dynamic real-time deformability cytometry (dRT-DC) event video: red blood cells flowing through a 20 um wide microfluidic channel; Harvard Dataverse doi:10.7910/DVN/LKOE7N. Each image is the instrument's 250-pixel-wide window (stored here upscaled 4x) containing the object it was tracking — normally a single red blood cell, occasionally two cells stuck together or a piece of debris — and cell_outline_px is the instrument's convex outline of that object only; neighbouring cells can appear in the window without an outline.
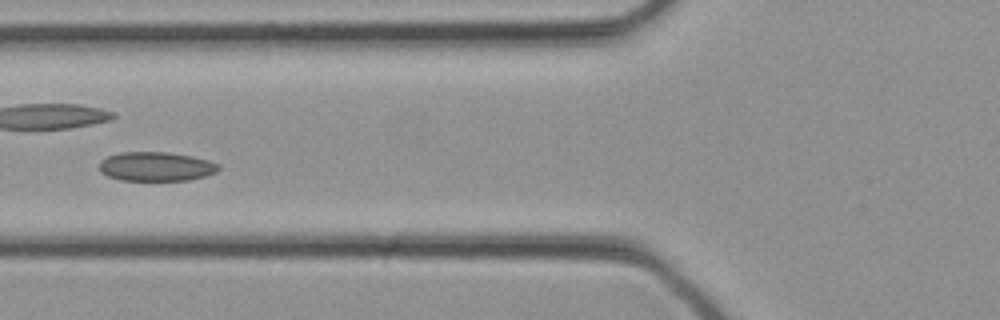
{"species": "common noctule bat (a hibernating species)", "species_latin": "Nyctalus noctula", "temperature_condition": "cold", "stored_images_in_passage": 21, "camera_frame_rate_fps": 3000, "um_per_image_px": 0.085, "animal": {"sex": "female", "body_mass_g": 21.9}, "frame": {"image": 1, "passage_image": 7, "time_ms": 2.0, "image_size_px": [1000, 320], "cell_outline_px": [[220, 168], [216, 172], [204, 176], [188, 180], [120, 180], [108, 176], [100, 172], [100, 160], [108, 156], [120, 152], [168, 152], [192, 156], [208, 160], [220, 164]], "centroid_in_image_um": [13.26, 14.15], "position_along_channel_um": 112.5, "area_um2": 20.29}}
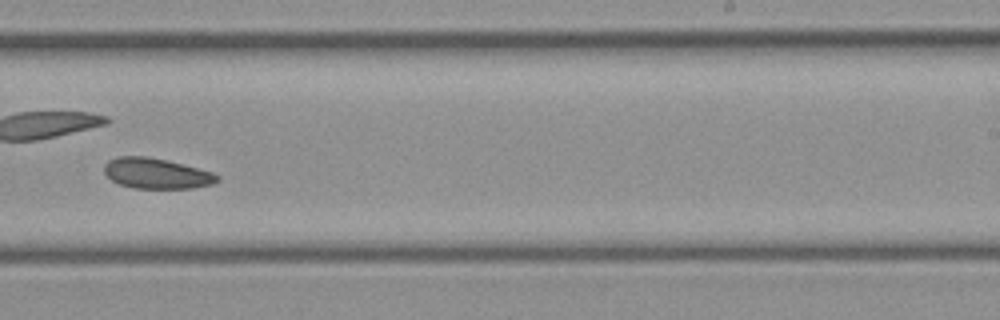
{"frame": {"image": 2, "passage_image": 15, "time_ms": 4.667, "image_size_px": [1000, 320], "cell_outline_px": [[220, 180], [212, 184], [192, 188], [132, 188], [120, 184], [112, 180], [104, 172], [104, 164], [108, 160], [120, 156], [148, 156], [212, 172], [220, 176]], "centroid_in_image_um": [13.28, 14.74], "position_along_channel_um": 275.7, "area_um2": 19.88}}